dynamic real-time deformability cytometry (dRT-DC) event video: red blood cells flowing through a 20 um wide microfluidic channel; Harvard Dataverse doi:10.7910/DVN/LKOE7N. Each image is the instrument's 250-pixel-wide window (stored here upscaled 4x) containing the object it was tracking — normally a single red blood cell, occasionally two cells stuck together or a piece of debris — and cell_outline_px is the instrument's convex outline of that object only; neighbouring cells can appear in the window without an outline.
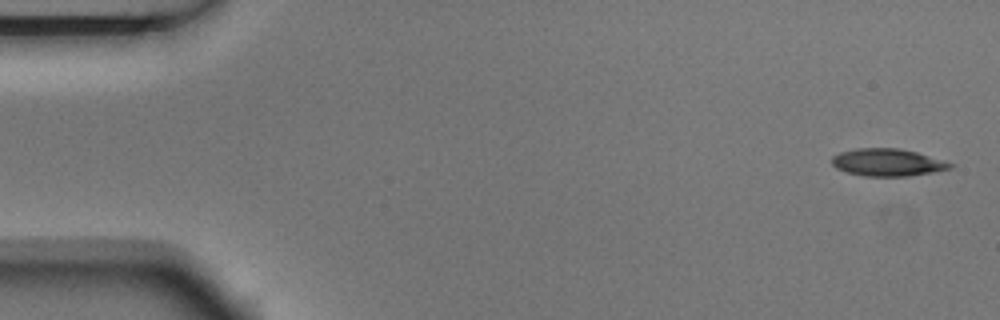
{"species": "Egyptian fruit bat (a non-hibernating species)", "species_latin": "Rousettus aegyptiacus", "temperature_condition": "room temperature", "stored_images_in_passage": 9, "camera_frame_rate_fps": 3000, "um_per_image_px": 0.085, "animal": {"sex": "male"}, "frame": {"image": 1, "passage_image": 1, "time_ms": 0.0, "image_size_px": [1000, 320], "cell_outline_px": [[956, 164], [952, 168], [932, 172], [908, 176], [864, 176], [848, 172], [836, 168], [832, 164], [832, 156], [840, 152], [856, 148], [900, 148], [916, 152]], "centroid_in_image_um": [75.44, 13.8], "position_along_channel_um": 9.6, "area_um2": 18.84}}
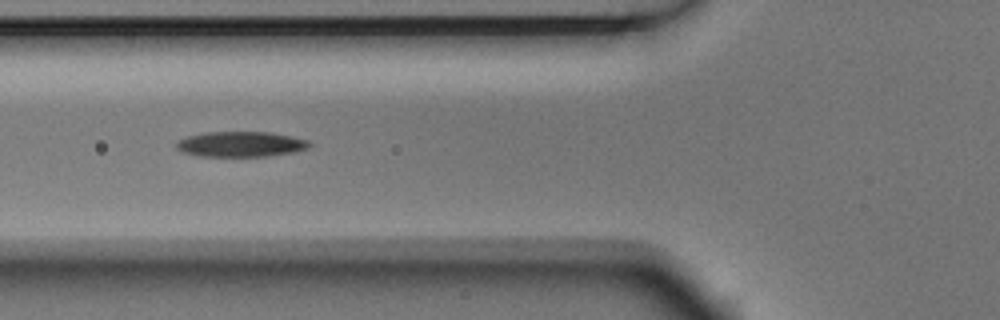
{"frame": {"image": 2, "passage_image": 6, "time_ms": 1.667, "image_size_px": [1000, 320], "cell_outline_px": [[312, 144], [308, 148], [296, 152], [264, 156], [200, 156], [184, 152], [176, 148], [176, 144], [180, 140], [188, 136], [204, 132], [272, 132], [292, 136], [308, 140]], "centroid_in_image_um": [20.51, 12.25], "position_along_channel_um": 105.3, "area_um2": 19.59}}
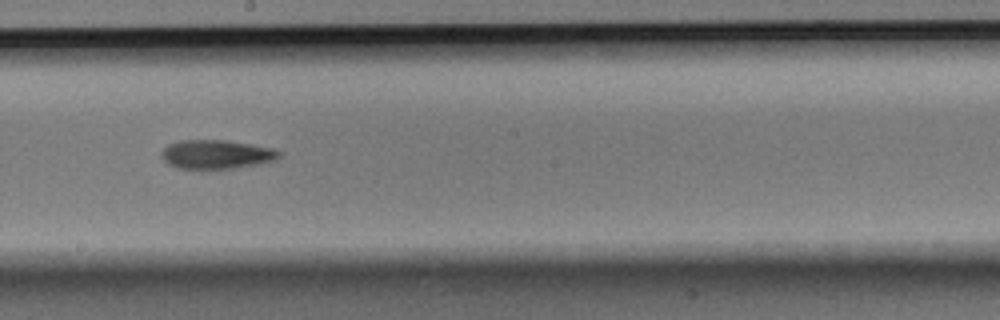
{"frame": {"image": 3, "passage_image": 9, "time_ms": 2.667, "image_size_px": [1000, 320], "cell_outline_px": [[280, 156], [276, 160], [260, 164], [232, 168], [176, 168], [168, 164], [164, 160], [160, 152], [168, 144], [180, 140], [228, 140], [272, 148], [280, 152]], "centroid_in_image_um": [18.38, 13.11], "position_along_channel_um": 229.8, "area_um2": 19.77}}